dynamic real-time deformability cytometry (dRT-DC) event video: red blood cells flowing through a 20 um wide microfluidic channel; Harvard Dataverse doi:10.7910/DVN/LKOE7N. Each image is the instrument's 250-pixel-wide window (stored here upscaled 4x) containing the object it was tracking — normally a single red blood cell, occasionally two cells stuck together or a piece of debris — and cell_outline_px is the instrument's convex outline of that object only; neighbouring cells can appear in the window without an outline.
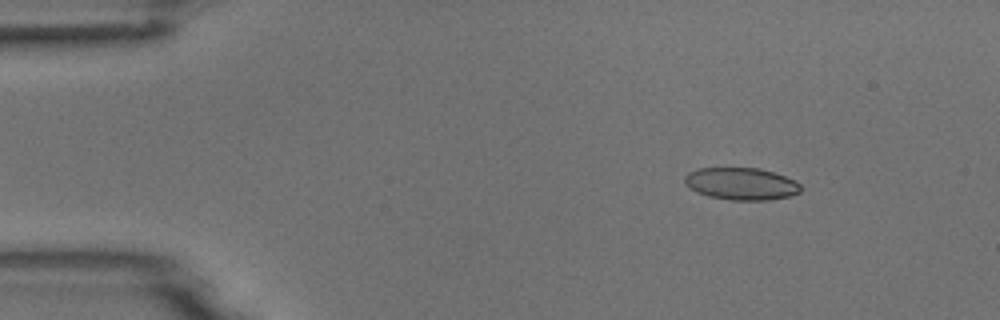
{"species": "common noctule bat (a hibernating species)", "species_latin": "Nyctalus noctula", "temperature_condition": "room temperature", "stored_images_in_passage": 48, "camera_frame_rate_fps": 3000, "um_per_image_px": 0.085, "animal": {"sex": "male", "body_mass_g": 18.8}, "frame": {"image": 1, "passage_image": 1, "time_ms": 0.0, "image_size_px": [1000, 320], "cell_outline_px": [[800, 192], [788, 196], [768, 200], [732, 200], [708, 196], [696, 192], [688, 188], [684, 184], [684, 176], [688, 172], [700, 168], [760, 168], [784, 176], [800, 184]], "centroid_in_image_um": [62.94, 15.62], "position_along_channel_um": 22.1, "area_um2": 21.73}}
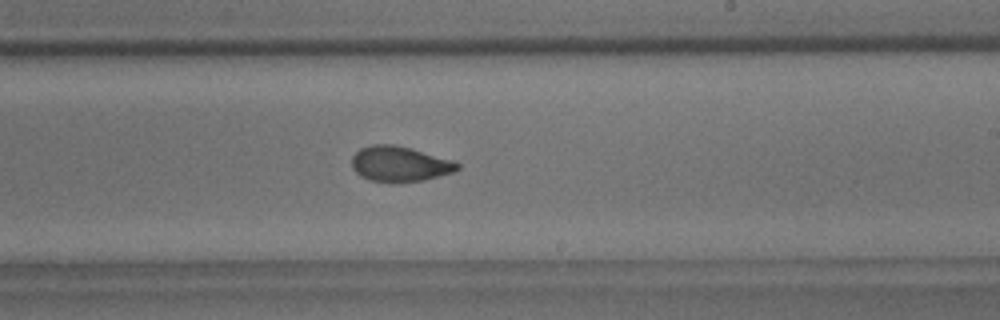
{"frame": {"image": 2, "passage_image": 26, "time_ms": 8.333, "image_size_px": [1000, 320], "cell_outline_px": [[460, 168], [452, 172], [424, 180], [392, 184], [368, 180], [360, 176], [352, 168], [352, 156], [360, 148], [372, 144], [392, 144], [412, 148], [452, 160], [460, 164]], "centroid_in_image_um": [33.94, 13.95], "position_along_channel_um": 255.1, "area_um2": 22.08}}
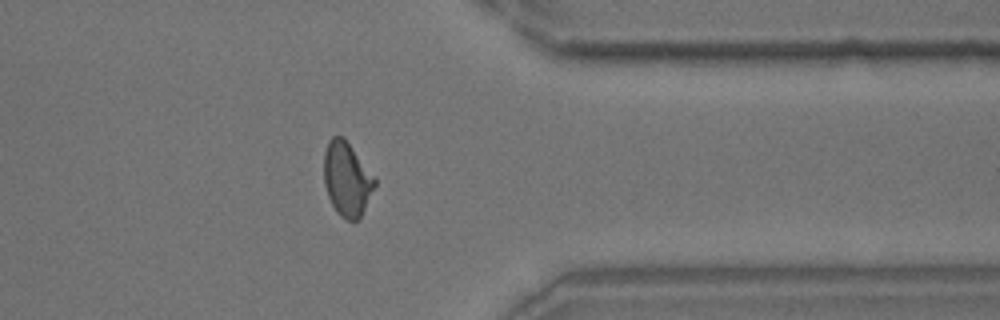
{"frame": {"image": 3, "passage_image": 37, "time_ms": 12.0, "image_size_px": [1000, 320], "cell_outline_px": [[376, 184], [360, 216], [356, 220], [348, 220], [340, 216], [336, 212], [328, 196], [324, 184], [324, 152], [328, 140], [332, 136], [344, 136], [376, 180]], "centroid_in_image_um": [29.45, 15.19], "position_along_channel_um": 381.9, "area_um2": 21.68}, "authors_computed_cell_mechanics": {"area_um2": 21.8484, "velocity_mm_per_s": 3.7209, "shape_relaxation_time_tau1_ms": 7.7437, "shape_relaxation_time_tau2_ms": 1.2263, "deformation_change_tau1": 0.179, "deformation_change_tau2": 0.0615}}